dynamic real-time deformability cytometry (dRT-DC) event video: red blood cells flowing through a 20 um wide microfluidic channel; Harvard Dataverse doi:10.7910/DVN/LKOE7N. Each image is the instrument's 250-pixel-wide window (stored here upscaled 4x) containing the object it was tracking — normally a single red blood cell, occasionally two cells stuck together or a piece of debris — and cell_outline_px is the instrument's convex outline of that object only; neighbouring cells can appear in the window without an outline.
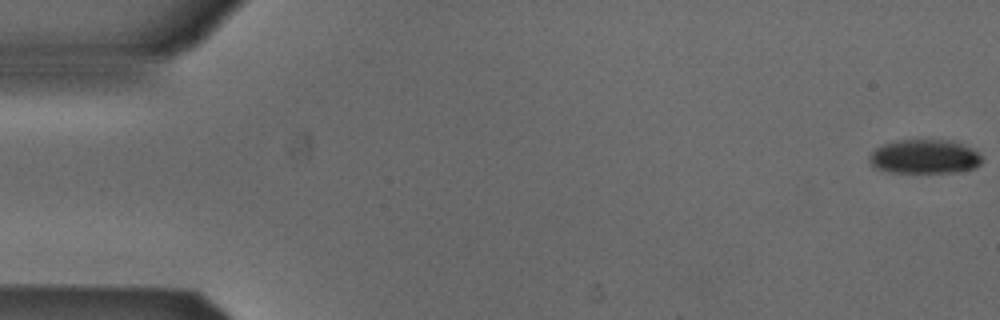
{"species": "Egyptian fruit bat (a non-hibernating species)", "species_latin": "Rousettus aegyptiacus", "temperature_condition": "cold", "stored_images_in_passage": 53, "camera_frame_rate_fps": 3000, "um_per_image_px": 0.085, "animal": {"sex": "male"}, "frame": {"image": 1, "passage_image": 1, "time_ms": 0.0, "image_size_px": [1000, 320], "cell_outline_px": [[984, 160], [976, 168], [956, 172], [888, 172], [876, 168], [868, 160], [868, 156], [876, 148], [884, 144], [900, 140], [952, 140], [964, 144], [972, 148]], "centroid_in_image_um": [78.61, 13.31], "position_along_channel_um": 6.4, "area_um2": 22.43}}
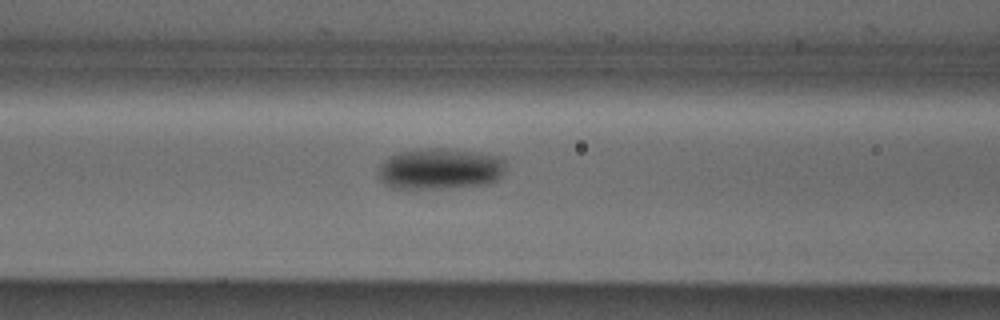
{"frame": {"image": 2, "passage_image": 22, "time_ms": 7.0, "image_size_px": [1000, 320], "cell_outline_px": [[504, 172], [496, 180], [484, 184], [444, 188], [392, 188], [384, 184], [376, 176], [380, 164], [388, 156], [400, 152], [420, 148], [440, 148], [480, 152], [504, 156]], "centroid_in_image_um": [37.37, 14.33], "position_along_channel_um": 129.2, "area_um2": 30.87}}
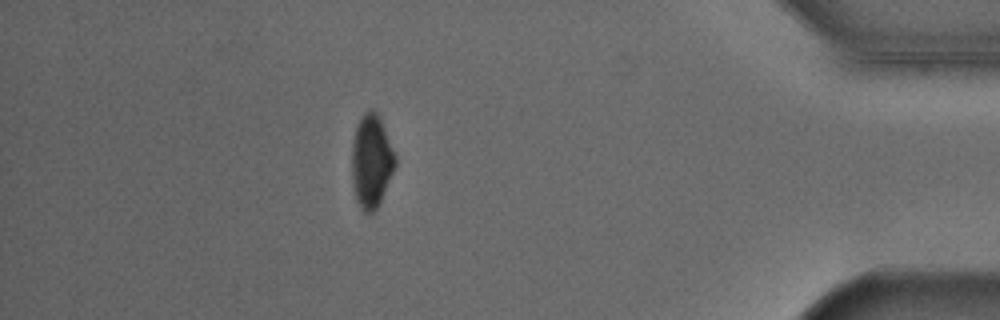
{"frame": {"image": 3, "passage_image": 47, "time_ms": 15.333, "image_size_px": [1000, 320], "cell_outline_px": [[396, 164], [380, 200], [376, 208], [372, 212], [364, 212], [360, 208], [356, 200], [352, 180], [352, 144], [356, 128], [360, 116], [368, 108], [372, 108], [380, 116], [396, 156]], "centroid_in_image_um": [31.56, 13.64], "position_along_channel_um": 403.6, "area_um2": 23.47}, "authors_computed_cell_mechanics": {"area_um2": 26.5302, "velocity_mm_per_s": 3.8815, "shape_relaxation_time_tau1_ms": 4.2926, "shape_relaxation_time_tau2_ms": null, "deformation_change_tau1": 0.1042, "deformation_change_tau2": null}}